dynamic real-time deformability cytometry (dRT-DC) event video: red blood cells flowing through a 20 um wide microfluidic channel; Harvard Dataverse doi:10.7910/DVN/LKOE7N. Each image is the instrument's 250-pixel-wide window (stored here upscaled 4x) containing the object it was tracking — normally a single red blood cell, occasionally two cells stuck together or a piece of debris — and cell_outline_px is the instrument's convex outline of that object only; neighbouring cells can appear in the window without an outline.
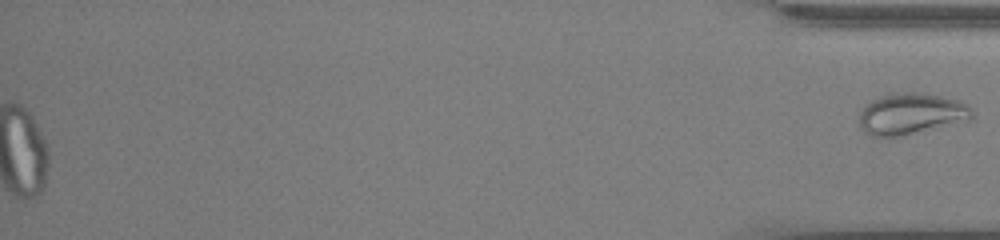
{"species": "common noctule bat (a hibernating species)", "species_latin": "Nyctalus noctula", "temperature_condition": "cold", "stored_images_in_passage": 52, "segment_of_instrument_passage": [2, 2], "camera_frame_rate_fps": 3000, "um_per_image_px": 0.085, "animal": {"sex": "male", "body_mass_g": 13.0, "forearm_length_mm": 53.1}, "frame": {"image": 1, "passage_image": 52, "time_ms": 17.0, "image_size_px": [1000, 240], "cell_outline_px": [[972, 120], [900, 136], [868, 136], [860, 128], [860, 112], [864, 104], [880, 96], [896, 92], [916, 92], [940, 96], [960, 100], [972, 108]], "centroid_in_image_um": [77.44, 9.67], "position_along_channel_um": 357.8, "area_um2": 27.34}}